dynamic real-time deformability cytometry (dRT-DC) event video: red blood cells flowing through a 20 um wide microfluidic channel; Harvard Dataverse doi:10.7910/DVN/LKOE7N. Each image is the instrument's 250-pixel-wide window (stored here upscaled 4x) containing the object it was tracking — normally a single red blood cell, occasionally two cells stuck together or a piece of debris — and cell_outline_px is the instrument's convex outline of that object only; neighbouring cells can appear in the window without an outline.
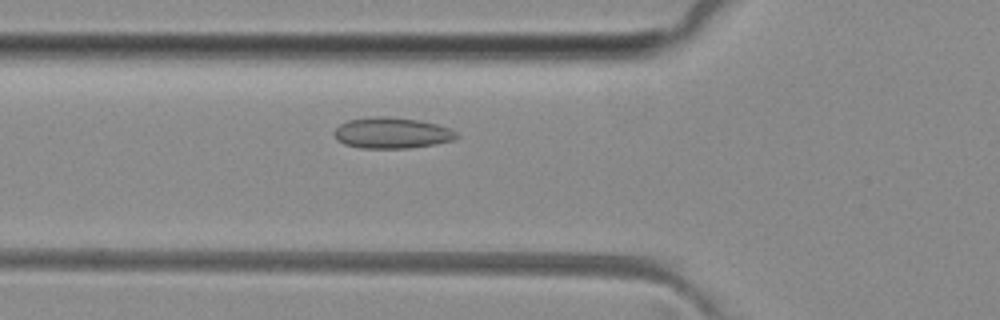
{"species": "common noctule bat (a hibernating species)", "species_latin": "Nyctalus noctula", "temperature_condition": "room temperature", "stored_images_in_passage": 39, "camera_frame_rate_fps": 3000, "um_per_image_px": 0.085, "animal": {"sex": "female", "body_mass_g": 29.2, "forearm_length_mm": 56.3}, "frame": {"image": 1, "passage_image": 7, "time_ms": 2.0, "image_size_px": [1000, 320], "cell_outline_px": [[460, 136], [452, 140], [436, 144], [408, 148], [360, 148], [344, 144], [336, 140], [332, 132], [340, 124], [348, 120], [372, 116], [380, 116], [420, 120], [436, 124], [448, 128], [456, 132]], "centroid_in_image_um": [33.27, 11.3], "position_along_channel_um": 92.5, "area_um2": 22.14}}
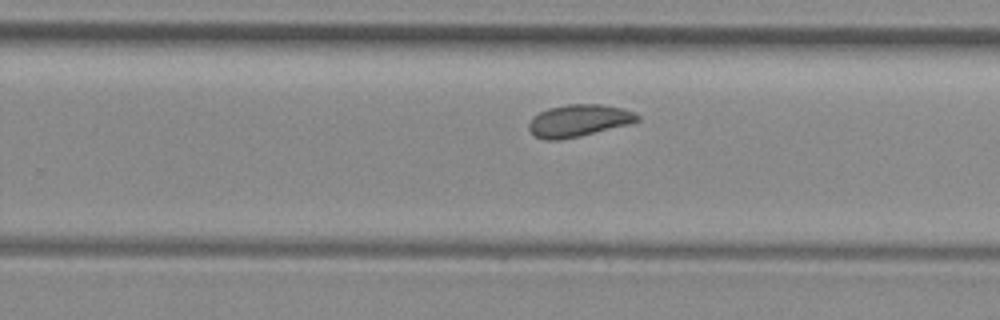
{"frame": {"image": 2, "passage_image": 21, "time_ms": 6.667, "image_size_px": [1000, 320], "cell_outline_px": [[640, 120], [628, 124], [580, 136], [560, 140], [544, 140], [536, 136], [528, 128], [528, 124], [532, 116], [548, 108], [568, 104], [604, 104], [624, 108], [636, 112], [640, 116]], "centroid_in_image_um": [49.2, 10.24], "position_along_channel_um": 280.6, "area_um2": 20.46}}
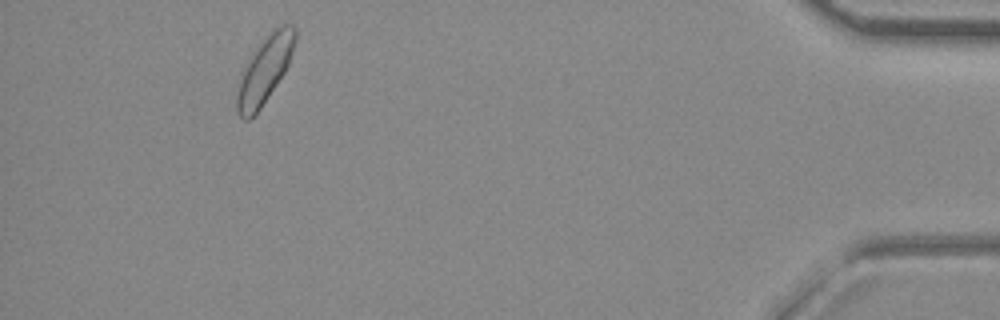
{"frame": {"image": 3, "passage_image": 36, "time_ms": 11.667, "image_size_px": [1000, 320], "cell_outline_px": [[296, 40], [288, 64], [284, 72], [260, 108], [248, 120], [244, 120], [240, 116], [236, 108], [236, 92], [244, 68], [252, 52], [276, 28], [284, 24], [292, 24], [296, 28]], "centroid_in_image_um": [22.49, 5.95], "position_along_channel_um": 412.7, "area_um2": 21.91}, "authors_computed_cell_mechanics": {"area_um2": 20.4612, "velocity_mm_per_s": 4.0311, "shape_relaxation_time_tau1_ms": 8.1103, "shape_relaxation_time_tau2_ms": null, "deformation_change_tau1": 0.0968, "deformation_change_tau2": null}}